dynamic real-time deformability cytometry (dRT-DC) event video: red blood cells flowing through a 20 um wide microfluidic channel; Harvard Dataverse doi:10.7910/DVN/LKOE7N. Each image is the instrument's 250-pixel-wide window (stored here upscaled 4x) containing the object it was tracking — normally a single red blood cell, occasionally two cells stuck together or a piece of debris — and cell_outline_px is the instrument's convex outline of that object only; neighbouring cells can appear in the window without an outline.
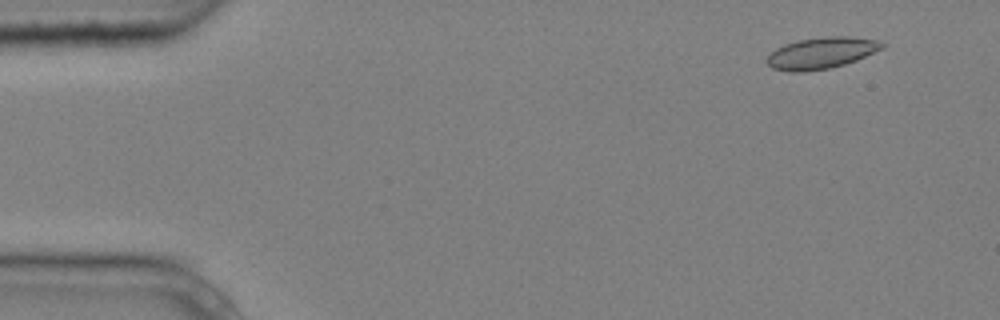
{"species": "common noctule bat (a hibernating species)", "species_latin": "Nyctalus noctula", "temperature_condition": "cold", "stored_images_in_passage": 5, "camera_frame_rate_fps": 3000, "um_per_image_px": 0.085, "animal": {"sex": "male", "body_mass_g": 20.4}, "frame": {"image": 1, "passage_image": 2, "time_ms": 0.333, "image_size_px": [1000, 320], "cell_outline_px": [[884, 48], [856, 60], [844, 64], [828, 68], [804, 72], [788, 72], [772, 68], [764, 60], [776, 48], [784, 44], [796, 40], [824, 36], [848, 36], [876, 40], [884, 44]], "centroid_in_image_um": [69.77, 4.5], "position_along_channel_um": 15.2, "area_um2": 21.15}}
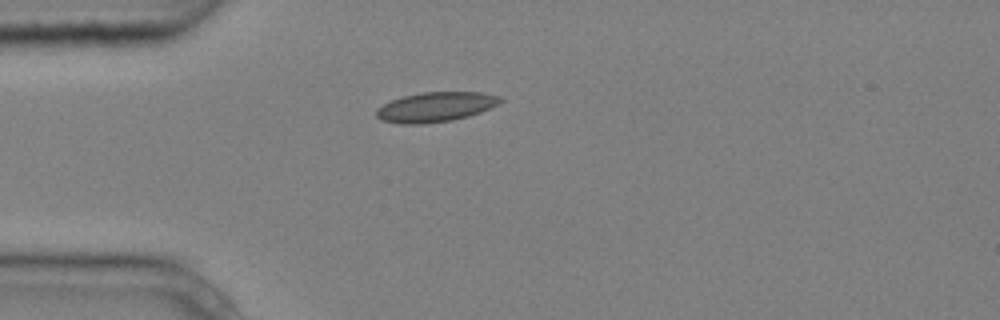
{"frame": {"image": 2, "passage_image": 5, "time_ms": 1.333, "image_size_px": [1000, 320], "cell_outline_px": [[504, 100], [500, 104], [480, 112], [468, 116], [452, 120], [424, 124], [400, 124], [380, 120], [376, 116], [376, 108], [392, 100], [404, 96], [420, 92], [480, 92], [500, 96]], "centroid_in_image_um": [37.03, 9.09], "position_along_channel_um": 48.0, "area_um2": 21.62}}